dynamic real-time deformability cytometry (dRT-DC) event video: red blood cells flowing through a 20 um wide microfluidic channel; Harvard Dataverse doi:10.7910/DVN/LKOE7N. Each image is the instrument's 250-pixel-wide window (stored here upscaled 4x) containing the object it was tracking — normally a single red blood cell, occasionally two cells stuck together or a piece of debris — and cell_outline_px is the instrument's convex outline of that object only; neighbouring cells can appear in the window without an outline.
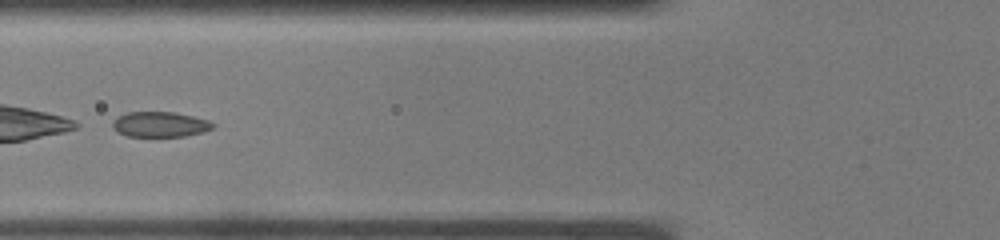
{"species": "common noctule bat (a hibernating species)", "species_latin": "Nyctalus noctula", "temperature_condition": "warm", "stored_images_in_passage": 36, "segment_of_instrument_passage": [2, 2], "camera_frame_rate_fps": 3000, "um_per_image_px": 0.085, "animal": {"sex": "male", "body_mass_g": 19.0, "forearm_length_mm": 50.8}, "frame": {"image": 1, "passage_image": 14, "time_ms": 4.333, "image_size_px": [1000, 240], "cell_outline_px": [[216, 124], [212, 128], [204, 132], [184, 136], [128, 136], [116, 132], [112, 128], [112, 124], [116, 116], [128, 112], [176, 112], [208, 120]], "centroid_in_image_um": [13.58, 10.57], "position_along_channel_um": 112.2, "area_um2": 14.85}}
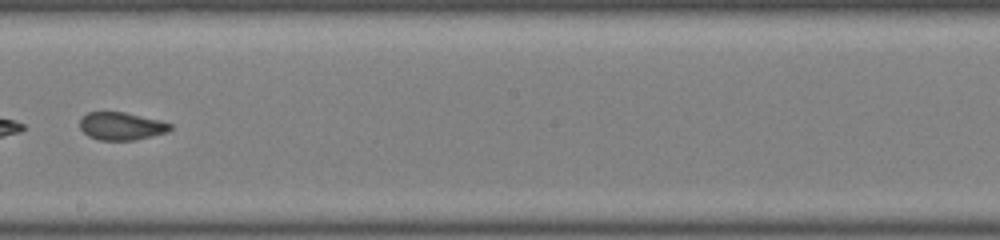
{"frame": {"image": 2, "passage_image": 21, "time_ms": 6.667, "image_size_px": [1000, 240], "cell_outline_px": [[172, 128], [168, 132], [132, 140], [100, 140], [88, 136], [80, 128], [80, 120], [88, 112], [124, 112], [160, 120], [172, 124]], "centroid_in_image_um": [10.32, 10.72], "position_along_channel_um": 237.9, "area_um2": 14.51}}
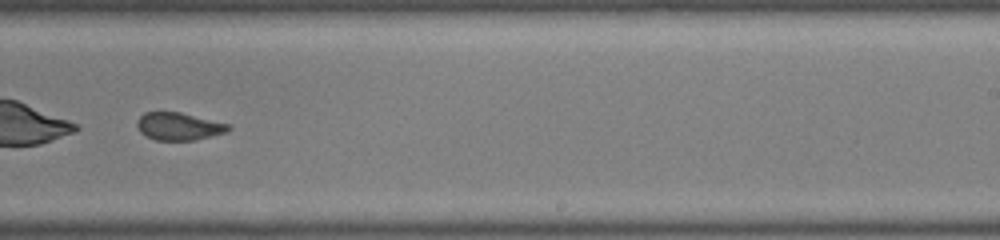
{"frame": {"image": 3, "passage_image": 23, "time_ms": 7.333, "image_size_px": [1000, 240], "cell_outline_px": [[232, 128], [228, 132], [196, 140], [156, 140], [140, 132], [136, 124], [136, 120], [144, 112], [180, 112], [228, 124]], "centroid_in_image_um": [15.2, 10.74], "position_along_channel_um": 273.8, "area_um2": 14.68}}